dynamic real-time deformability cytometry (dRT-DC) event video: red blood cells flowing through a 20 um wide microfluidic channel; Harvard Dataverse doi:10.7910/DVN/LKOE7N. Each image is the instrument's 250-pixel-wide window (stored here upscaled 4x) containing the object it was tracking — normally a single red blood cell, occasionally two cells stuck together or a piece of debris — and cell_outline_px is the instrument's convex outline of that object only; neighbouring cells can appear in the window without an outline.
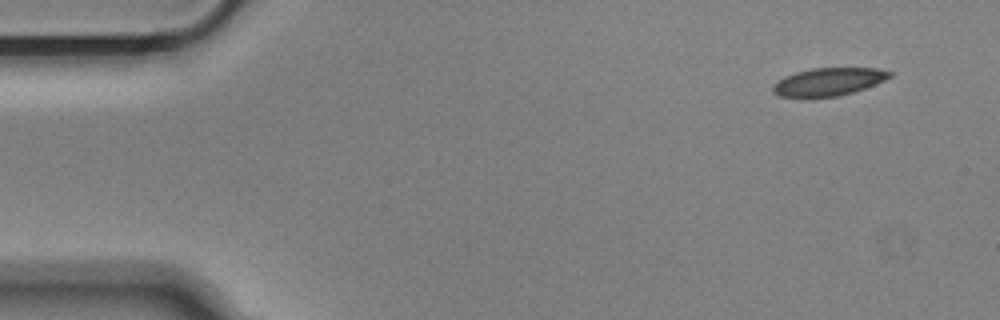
{"species": "Egyptian fruit bat (a non-hibernating species)", "species_latin": "Rousettus aegyptiacus", "temperature_condition": "cold", "stored_images_in_passage": 51, "camera_frame_rate_fps": 3000, "um_per_image_px": 0.085, "animal": {"sex": "male"}, "frame": {"image": 1, "passage_image": 1, "time_ms": 0.0, "image_size_px": [1000, 320], "cell_outline_px": [[892, 76], [876, 84], [852, 92], [836, 96], [804, 100], [780, 96], [772, 92], [772, 84], [784, 76], [796, 72], [812, 68], [876, 68], [892, 72]], "centroid_in_image_um": [70.33, 6.98], "position_along_channel_um": 14.7, "area_um2": 19.48}}
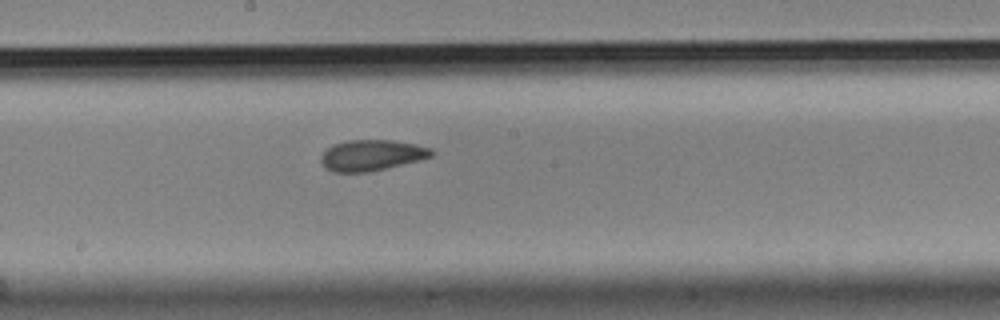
{"frame": {"image": 2, "passage_image": 26, "time_ms": 8.333, "image_size_px": [1000, 320], "cell_outline_px": [[436, 152], [432, 156], [420, 160], [372, 172], [332, 172], [324, 168], [320, 160], [320, 156], [332, 144], [348, 140], [392, 140], [416, 144], [432, 148]], "centroid_in_image_um": [31.6, 13.2], "position_along_channel_um": 216.6, "area_um2": 20.23}}
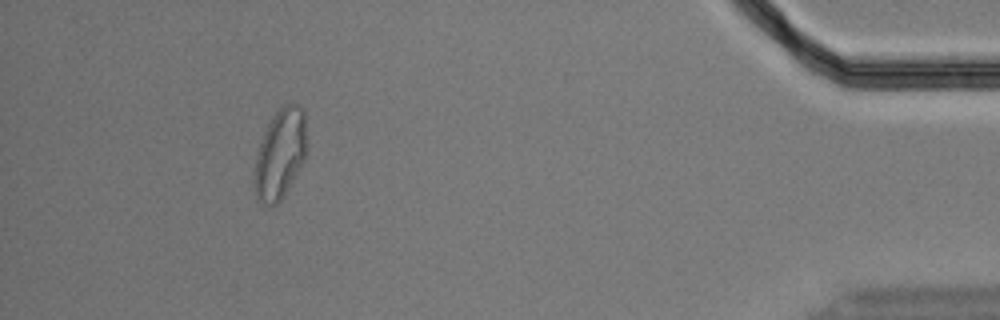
{"frame": {"image": 3, "passage_image": 47, "time_ms": 15.333, "image_size_px": [1000, 320], "cell_outline_px": [[304, 160], [288, 188], [280, 200], [276, 204], [268, 208], [260, 204], [256, 196], [252, 172], [260, 140], [272, 116], [280, 104], [296, 104], [304, 112]], "centroid_in_image_um": [23.73, 13.13], "position_along_channel_um": 411.5, "area_um2": 27.34}, "authors_computed_cell_mechanics": {"area_um2": 20.2878, "velocity_mm_per_s": 3.6458, "shape_relaxation_time_tau1_ms": null, "shape_relaxation_time_tau2_ms": 1.6839, "deformation_change_tau1": null, "deformation_change_tau2": 0.0544}}